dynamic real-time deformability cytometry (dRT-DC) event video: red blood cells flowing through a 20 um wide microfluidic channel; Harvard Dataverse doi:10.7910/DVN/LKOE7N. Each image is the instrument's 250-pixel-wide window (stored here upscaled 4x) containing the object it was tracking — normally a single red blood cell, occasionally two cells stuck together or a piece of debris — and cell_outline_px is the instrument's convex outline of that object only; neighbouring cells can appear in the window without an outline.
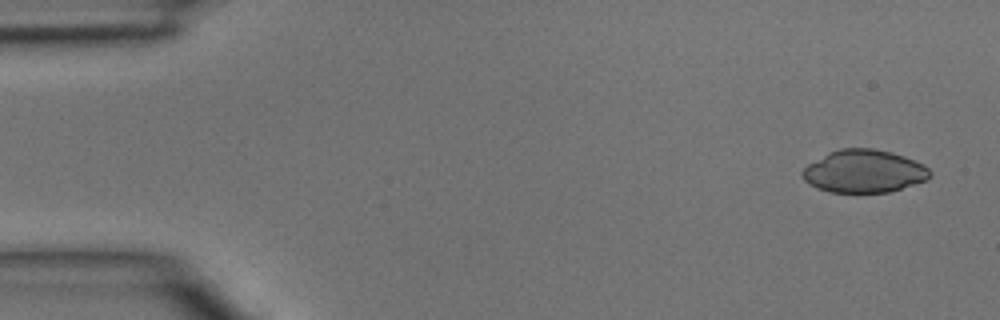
{"species": "common noctule bat (a hibernating species)", "species_latin": "Nyctalus noctula", "temperature_condition": "room temperature", "stored_images_in_passage": 4, "camera_frame_rate_fps": 3000, "um_per_image_px": 0.085, "animal": {"sex": "male", "body_mass_g": 15.6}, "frame": {"image": 1, "passage_image": 1, "time_ms": 0.0, "image_size_px": [1000, 320], "cell_outline_px": [[932, 176], [928, 180], [888, 192], [828, 192], [808, 184], [800, 176], [800, 172], [808, 164], [828, 152], [840, 148], [872, 148], [892, 152], [904, 156], [924, 164], [932, 172]], "centroid_in_image_um": [73.43, 14.55], "position_along_channel_um": 11.6, "area_um2": 32.08}}